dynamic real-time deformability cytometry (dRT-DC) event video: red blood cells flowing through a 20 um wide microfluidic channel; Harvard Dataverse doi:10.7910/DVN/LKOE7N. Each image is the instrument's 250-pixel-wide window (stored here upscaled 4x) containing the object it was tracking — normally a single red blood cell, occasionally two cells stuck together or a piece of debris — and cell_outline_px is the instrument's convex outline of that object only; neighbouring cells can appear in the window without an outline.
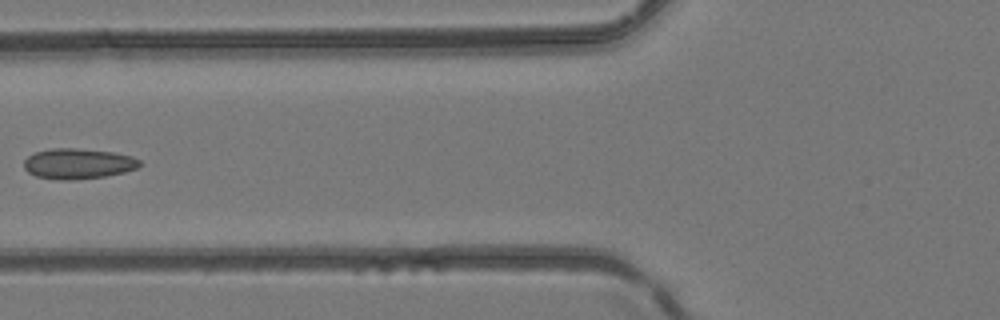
{"species": "common noctule bat (a hibernating species)", "species_latin": "Nyctalus noctula", "temperature_condition": "room temperature", "stored_images_in_passage": 6, "camera_frame_rate_fps": 3000, "um_per_image_px": 0.085, "animal": {"sex": "female", "body_mass_g": 24.6, "forearm_length_mm": 56.2}, "frame": {"image": 1, "passage_image": 6, "time_ms": 1.667, "image_size_px": [1000, 320], "cell_outline_px": [[144, 164], [136, 168], [124, 172], [104, 176], [72, 180], [60, 180], [36, 176], [28, 172], [24, 168], [24, 160], [28, 156], [36, 152], [52, 148], [76, 148], [112, 152], [132, 156], [140, 160]], "centroid_in_image_um": [6.65, 13.91], "position_along_channel_um": 119.2, "area_um2": 20.52}}